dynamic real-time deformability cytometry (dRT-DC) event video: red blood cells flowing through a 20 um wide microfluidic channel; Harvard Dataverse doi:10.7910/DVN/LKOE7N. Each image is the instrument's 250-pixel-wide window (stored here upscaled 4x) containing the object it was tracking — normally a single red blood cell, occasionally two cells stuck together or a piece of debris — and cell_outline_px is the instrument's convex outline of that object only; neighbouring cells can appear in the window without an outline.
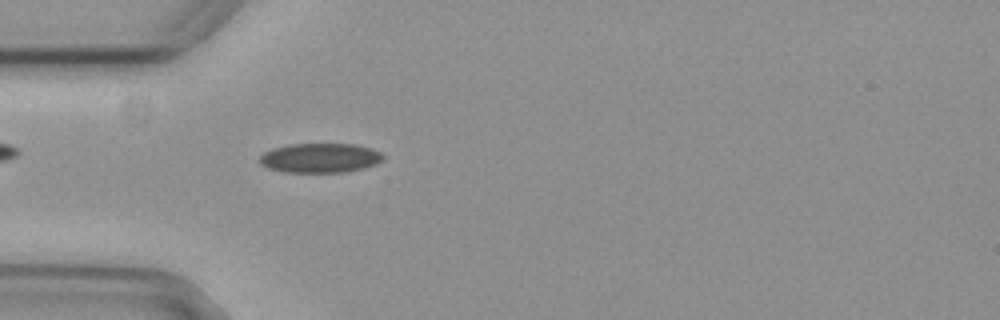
{"species": "common noctule bat (a hibernating species)", "species_latin": "Nyctalus noctula", "temperature_condition": "cold", "stored_images_in_passage": 1, "camera_frame_rate_fps": 3000, "um_per_image_px": 0.085, "animal": {"sex": "female", "body_mass_g": 29.2, "forearm_length_mm": 56.3}, "frame": {"image": 1, "passage_image": 1, "time_ms": 0.0, "image_size_px": [1000, 320], "cell_outline_px": [[384, 160], [376, 164], [364, 168], [348, 172], [284, 172], [268, 168], [260, 164], [260, 156], [264, 152], [272, 148], [292, 144], [356, 144], [372, 148], [380, 152], [384, 156]], "centroid_in_image_um": [27.24, 13.43], "position_along_channel_um": 57.8, "area_um2": 21.39}}